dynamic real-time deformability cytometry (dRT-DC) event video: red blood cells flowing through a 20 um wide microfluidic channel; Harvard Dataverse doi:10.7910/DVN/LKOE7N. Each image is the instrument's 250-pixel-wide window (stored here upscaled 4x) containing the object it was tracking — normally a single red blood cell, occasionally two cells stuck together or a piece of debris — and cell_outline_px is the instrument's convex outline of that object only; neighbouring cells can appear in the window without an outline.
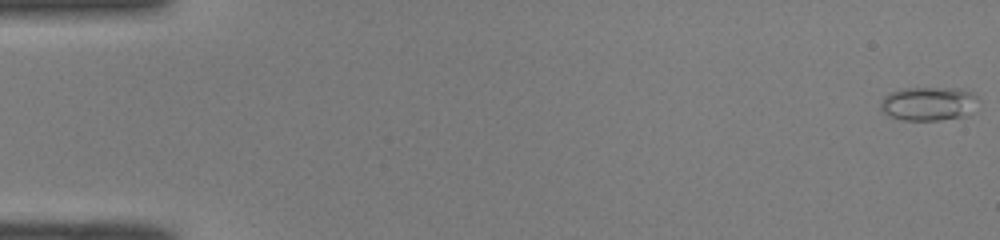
{"species": "common noctule bat (a hibernating species)", "species_latin": "Nyctalus noctula", "temperature_condition": "room temperature", "stored_images_in_passage": 49, "camera_frame_rate_fps": 3000, "um_per_image_px": 0.085, "animal": {"sex": "male", "body_mass_g": 19.0, "forearm_length_mm": 50.8}, "frame": {"image": 1, "passage_image": 1, "time_ms": 0.0, "image_size_px": [1000, 240], "cell_outline_px": [[980, 100], [964, 116], [940, 120], [904, 120], [888, 116], [880, 108], [880, 100], [888, 92], [904, 88], [960, 88], [976, 96]], "centroid_in_image_um": [78.86, 8.8], "position_along_channel_um": 6.1, "area_um2": 19.25}}
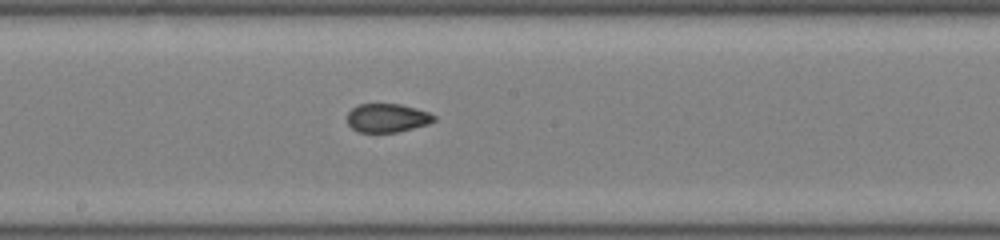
{"frame": {"image": 2, "passage_image": 28, "time_ms": 9.0, "image_size_px": [1000, 240], "cell_outline_px": [[436, 120], [428, 124], [396, 132], [356, 132], [348, 124], [348, 112], [352, 108], [360, 104], [400, 104], [416, 108], [428, 112], [436, 116]], "centroid_in_image_um": [32.91, 10.02], "position_along_channel_um": 215.3, "area_um2": 14.45}}
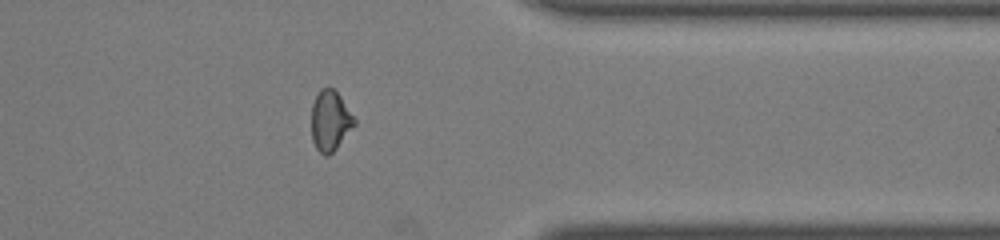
{"frame": {"image": 3, "passage_image": 41, "time_ms": 13.333, "image_size_px": [1000, 240], "cell_outline_px": [[356, 124], [336, 148], [328, 156], [324, 156], [316, 148], [312, 140], [312, 104], [320, 88], [332, 88], [340, 96], [356, 120]], "centroid_in_image_um": [28.06, 10.27], "position_along_channel_um": 383.3, "area_um2": 14.91}}